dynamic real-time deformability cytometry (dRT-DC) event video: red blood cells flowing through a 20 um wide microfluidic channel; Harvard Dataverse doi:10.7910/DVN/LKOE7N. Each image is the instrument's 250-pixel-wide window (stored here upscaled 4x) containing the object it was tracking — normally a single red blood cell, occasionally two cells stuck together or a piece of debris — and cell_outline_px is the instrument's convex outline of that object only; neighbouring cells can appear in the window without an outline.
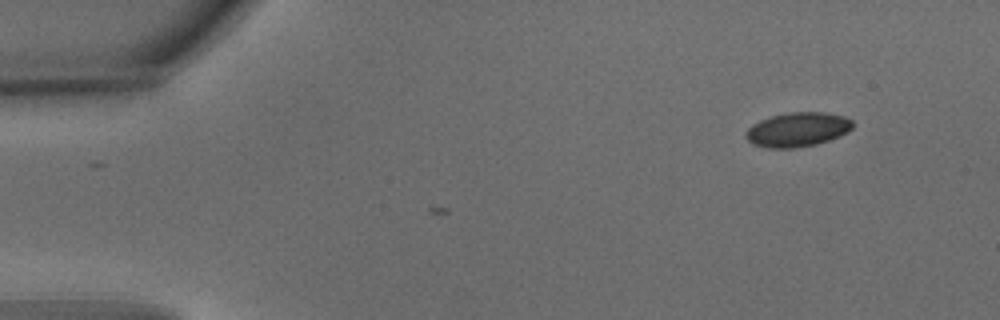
{"species": "common noctule bat (a hibernating species)", "species_latin": "Nyctalus noctula", "temperature_condition": "warm", "stored_images_in_passage": 2, "camera_frame_rate_fps": 3000, "um_per_image_px": 0.085, "animal": {"sex": "male", "body_mass_g": 15.6}, "frame": {"image": 1, "passage_image": 2, "time_ms": 0.333, "image_size_px": [1000, 320], "cell_outline_px": [[852, 128], [848, 132], [840, 136], [816, 144], [792, 148], [768, 148], [752, 144], [744, 136], [748, 128], [752, 124], [760, 120], [772, 116], [788, 112], [824, 112], [844, 116], [852, 120]], "centroid_in_image_um": [67.78, 11.01], "position_along_channel_um": 17.2, "area_um2": 21.39}}